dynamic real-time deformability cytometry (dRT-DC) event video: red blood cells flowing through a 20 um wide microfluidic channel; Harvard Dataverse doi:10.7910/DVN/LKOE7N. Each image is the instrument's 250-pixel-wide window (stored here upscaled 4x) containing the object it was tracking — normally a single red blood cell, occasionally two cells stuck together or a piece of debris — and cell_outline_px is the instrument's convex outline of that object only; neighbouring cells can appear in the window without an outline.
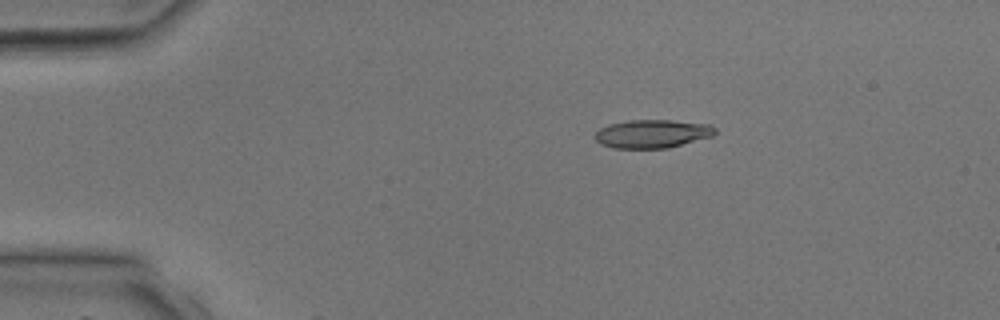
{"species": "common noctule bat (a hibernating species)", "species_latin": "Nyctalus noctula", "temperature_condition": "room temperature", "stored_images_in_passage": 3, "camera_frame_rate_fps": 3000, "um_per_image_px": 0.085, "animal": {"sex": "male", "body_mass_g": 17.9, "forearm_length_mm": 54.2}, "frame": {"image": 1, "passage_image": 2, "time_ms": 1.333, "image_size_px": [1000, 320], "cell_outline_px": [[716, 132], [712, 136], [668, 148], [612, 148], [600, 144], [592, 136], [600, 128], [608, 124], [628, 120], [668, 120], [712, 124], [716, 128]], "centroid_in_image_um": [55.42, 11.37], "position_along_channel_um": 29.6, "area_um2": 20.0}}